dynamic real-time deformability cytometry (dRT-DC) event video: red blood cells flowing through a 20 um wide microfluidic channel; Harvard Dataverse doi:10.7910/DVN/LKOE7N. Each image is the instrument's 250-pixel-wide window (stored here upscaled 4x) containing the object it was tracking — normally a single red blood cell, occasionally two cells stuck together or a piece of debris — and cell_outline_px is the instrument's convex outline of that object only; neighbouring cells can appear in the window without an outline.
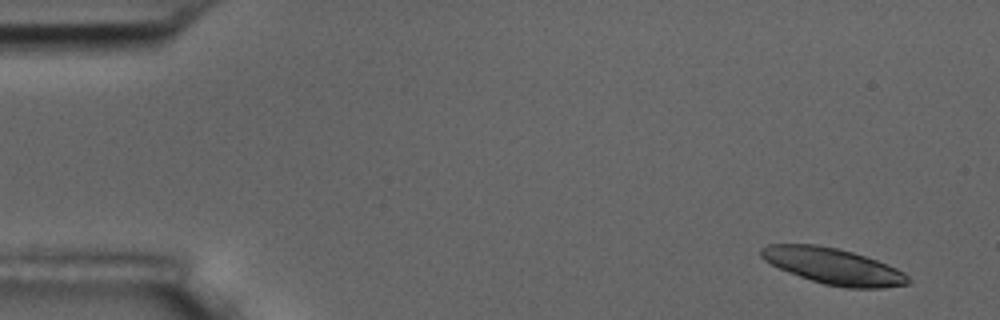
{"species": "common noctule bat (a hibernating species)", "species_latin": "Nyctalus noctula", "temperature_condition": "room temperature", "stored_images_in_passage": 5, "camera_frame_rate_fps": 3000, "um_per_image_px": 0.085, "animal": {"sex": "male", "body_mass_g": 17.5, "forearm_length_mm": 52.3}, "frame": {"image": 1, "passage_image": 1, "time_ms": 0.0, "image_size_px": [1000, 320], "cell_outline_px": [[912, 280], [908, 284], [884, 288], [844, 288], [824, 284], [788, 272], [764, 260], [760, 256], [760, 248], [768, 244], [816, 244], [836, 248], [852, 252], [888, 264], [904, 272]], "centroid_in_image_um": [70.84, 22.63], "position_along_channel_um": 14.2, "area_um2": 30.87}}